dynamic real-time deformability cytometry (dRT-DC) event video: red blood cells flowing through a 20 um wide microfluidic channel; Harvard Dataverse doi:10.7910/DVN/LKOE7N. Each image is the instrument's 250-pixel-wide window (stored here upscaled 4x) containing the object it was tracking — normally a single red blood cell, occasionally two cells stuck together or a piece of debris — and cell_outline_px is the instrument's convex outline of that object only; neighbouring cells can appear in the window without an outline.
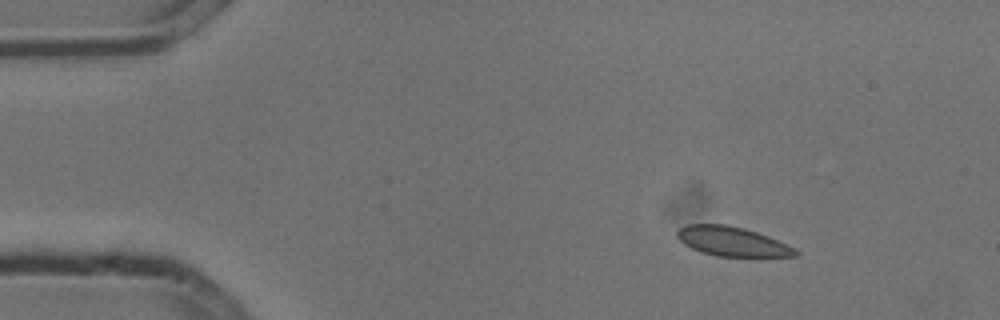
{"species": "common noctule bat (a hibernating species)", "species_latin": "Nyctalus noctula", "temperature_condition": "cold", "stored_images_in_passage": 3, "camera_frame_rate_fps": 3000, "um_per_image_px": 0.085, "animal": {"sex": "male", "body_mass_g": 13.3}, "frame": {"image": 1, "passage_image": 1, "time_ms": 0.0, "image_size_px": [1000, 320], "cell_outline_px": [[800, 256], [756, 260], [716, 256], [700, 252], [684, 244], [676, 236], [676, 232], [680, 228], [688, 224], [728, 224], [744, 228], [768, 236], [796, 248], [800, 252]], "centroid_in_image_um": [62.36, 20.6], "position_along_channel_um": 22.6, "area_um2": 21.5}}